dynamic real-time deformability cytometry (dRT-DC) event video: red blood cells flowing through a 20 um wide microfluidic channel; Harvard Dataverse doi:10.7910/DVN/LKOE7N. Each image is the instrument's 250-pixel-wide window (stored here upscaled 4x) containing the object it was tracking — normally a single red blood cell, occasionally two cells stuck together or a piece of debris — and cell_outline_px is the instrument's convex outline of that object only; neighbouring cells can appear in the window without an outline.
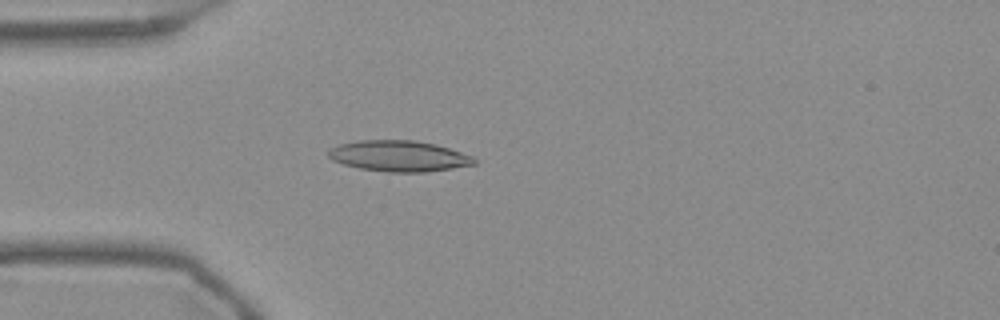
{"species": "Egyptian fruit bat (a non-hibernating species)", "species_latin": "Rousettus aegyptiacus", "temperature_condition": "warm", "stored_images_in_passage": 54, "camera_frame_rate_fps": 3000, "um_per_image_px": 0.085, "frame": {"image": 1, "passage_image": 15, "time_ms": 4.667, "image_size_px": [1000, 320], "cell_outline_px": [[476, 164], [452, 168], [424, 172], [388, 172], [360, 168], [344, 164], [332, 160], [328, 156], [328, 148], [340, 144], [360, 140], [416, 140], [436, 144], [472, 156], [476, 160]], "centroid_in_image_um": [33.89, 13.26], "position_along_channel_um": 51.1, "area_um2": 26.18}}
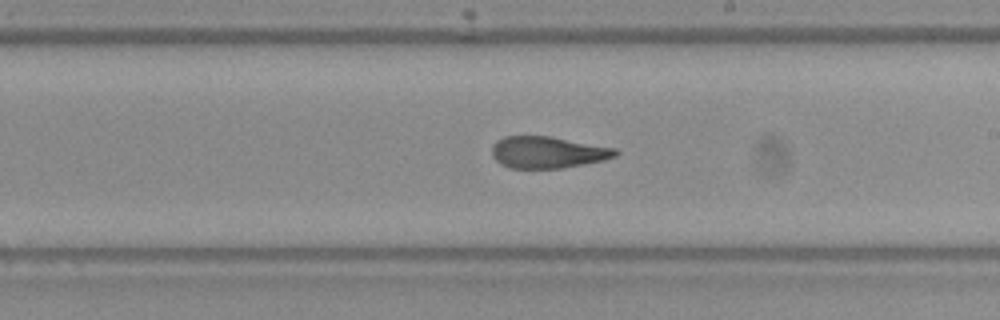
{"frame": {"image": 2, "passage_image": 31, "time_ms": 10.0, "image_size_px": [1000, 320], "cell_outline_px": [[620, 152], [616, 156], [604, 160], [584, 164], [560, 168], [508, 168], [500, 164], [492, 156], [492, 144], [496, 140], [504, 136], [552, 136], [616, 148]], "centroid_in_image_um": [46.55, 12.94], "position_along_channel_um": 242.5, "area_um2": 23.06}}
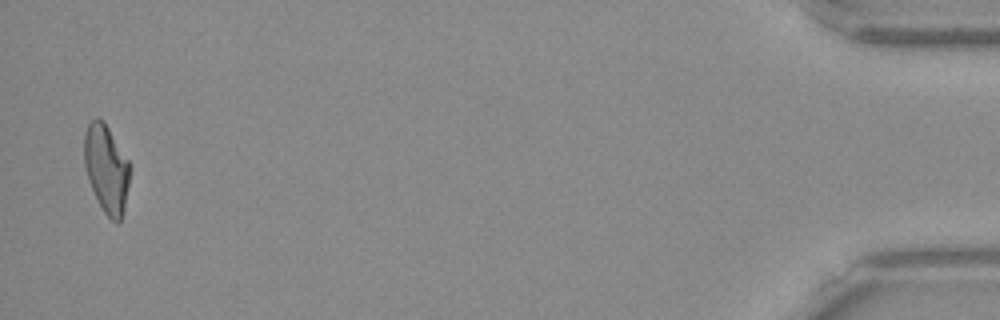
{"frame": {"image": 3, "passage_image": 53, "time_ms": 17.333, "image_size_px": [1000, 320], "cell_outline_px": [[132, 168], [124, 208], [120, 220], [116, 224], [104, 212], [88, 180], [84, 164], [84, 136], [88, 124], [96, 116], [104, 120], [128, 160]], "centroid_in_image_um": [9.05, 14.31], "position_along_channel_um": 426.1, "area_um2": 23.47}, "authors_computed_cell_mechanics": {"area_um2": 23.9292, "velocity_mm_per_s": 3.7504, "shape_relaxation_time_tau1_ms": null, "shape_relaxation_time_tau2_ms": 1.7751, "deformation_change_tau1": null, "deformation_change_tau2": 0.0991}}